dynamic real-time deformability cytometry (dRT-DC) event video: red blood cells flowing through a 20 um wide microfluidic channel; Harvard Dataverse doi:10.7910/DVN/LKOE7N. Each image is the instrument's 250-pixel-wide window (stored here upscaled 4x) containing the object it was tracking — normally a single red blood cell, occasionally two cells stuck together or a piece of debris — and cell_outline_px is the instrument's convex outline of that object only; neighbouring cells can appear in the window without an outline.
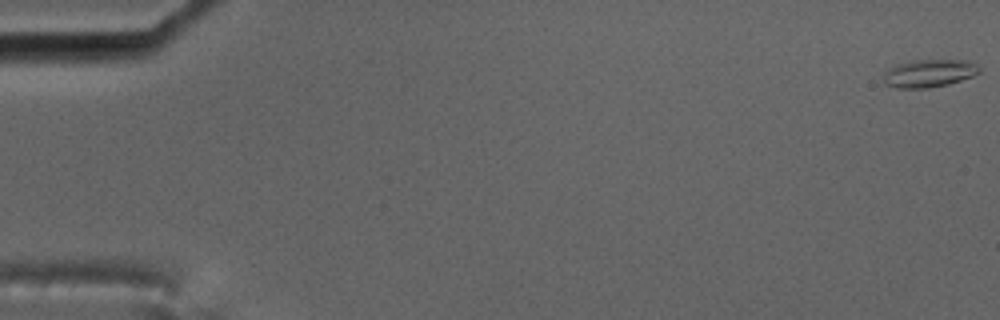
{"species": "common noctule bat (a hibernating species)", "species_latin": "Nyctalus noctula", "temperature_condition": "cold", "stored_images_in_passage": 54, "camera_frame_rate_fps": 3000, "um_per_image_px": 0.085, "animal": {"sex": "male", "body_mass_g": 17.5, "forearm_length_mm": 52.3}, "frame": {"image": 1, "passage_image": 1, "time_ms": 0.0, "image_size_px": [1000, 320], "cell_outline_px": [[980, 72], [972, 76], [948, 84], [928, 88], [896, 88], [884, 84], [884, 68], [908, 60], [968, 60], [976, 64], [980, 68]], "centroid_in_image_um": [78.91, 6.22], "position_along_channel_um": 6.1, "area_um2": 15.78}}
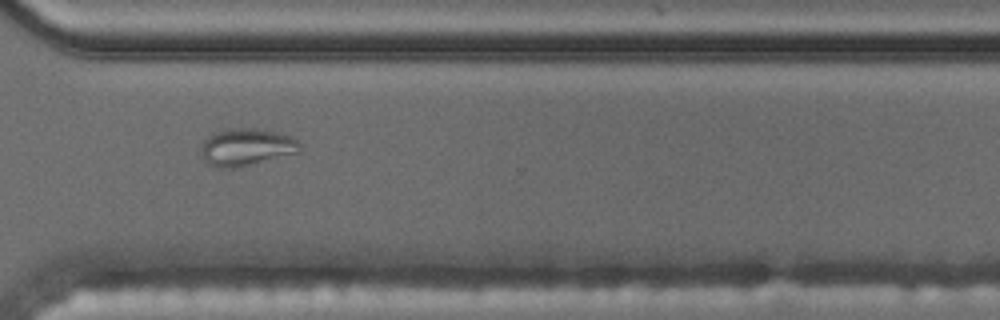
{"frame": {"image": 2, "passage_image": 44, "time_ms": 14.333, "image_size_px": [1000, 320], "cell_outline_px": [[300, 152], [236, 168], [220, 168], [204, 160], [200, 156], [200, 148], [204, 140], [208, 136], [216, 132], [228, 128], [256, 128], [292, 136], [300, 144]], "centroid_in_image_um": [20.92, 12.5], "position_along_channel_um": 349.7, "area_um2": 21.44}}
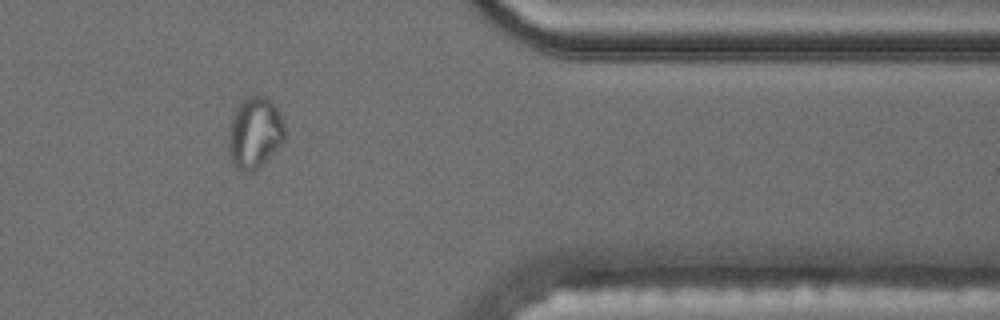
{"frame": {"image": 3, "passage_image": 49, "time_ms": 16.0, "image_size_px": [1000, 320], "cell_outline_px": [[284, 140], [256, 172], [244, 172], [236, 168], [232, 164], [228, 156], [228, 132], [236, 108], [240, 100], [248, 96], [268, 96], [276, 108], [284, 124]], "centroid_in_image_um": [21.62, 11.32], "position_along_channel_um": 389.8, "area_um2": 23.64}}